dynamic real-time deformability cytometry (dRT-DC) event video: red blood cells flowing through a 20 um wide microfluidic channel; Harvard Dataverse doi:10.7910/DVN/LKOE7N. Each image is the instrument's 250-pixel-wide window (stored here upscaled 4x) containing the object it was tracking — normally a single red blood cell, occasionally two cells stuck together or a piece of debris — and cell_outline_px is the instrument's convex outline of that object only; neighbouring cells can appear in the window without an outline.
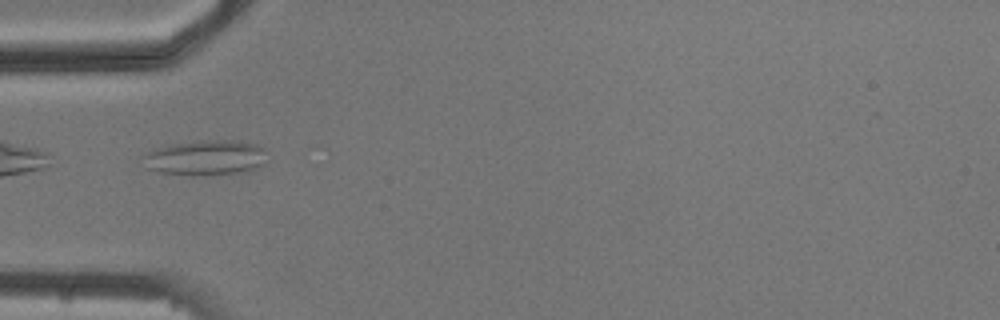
{"species": "common noctule bat (a hibernating species)", "species_latin": "Nyctalus noctula", "temperature_condition": "cold", "stored_images_in_passage": 5, "camera_frame_rate_fps": 3000, "um_per_image_px": 0.085, "animal": {"sex": "male", "body_mass_g": 20.5, "forearm_length_mm": 52.5}, "frame": {"image": 1, "passage_image": 1, "time_ms": 0.0, "image_size_px": [1000, 320], "cell_outline_px": [[268, 160], [264, 164], [244, 172], [192, 176], [160, 172], [144, 168], [144, 156], [148, 152], [156, 148], [172, 144], [200, 140], [232, 140], [252, 144], [268, 148]], "centroid_in_image_um": [17.52, 13.41], "position_along_channel_um": 67.5, "area_um2": 25.72}}
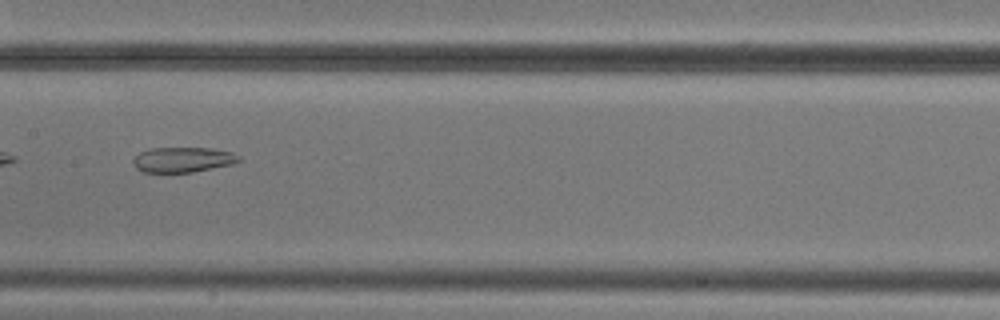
{"frame": {"image": 2, "passage_image": 4, "time_ms": 3.333, "image_size_px": [1000, 320], "cell_outline_px": [[240, 160], [232, 164], [192, 172], [144, 172], [136, 168], [132, 160], [140, 152], [152, 148], [212, 148], [232, 152], [240, 156]], "centroid_in_image_um": [15.55, 13.57], "position_along_channel_um": 191.9, "area_um2": 15.37}}
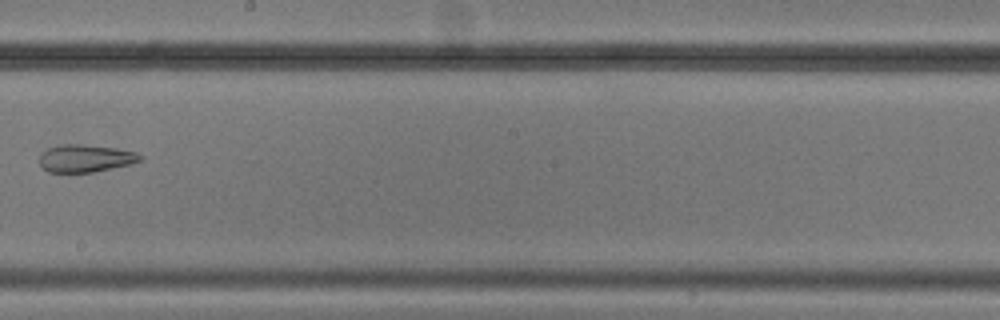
{"frame": {"image": 3, "passage_image": 5, "time_ms": 4.667, "image_size_px": [1000, 320], "cell_outline_px": [[144, 160], [132, 164], [92, 172], [48, 172], [40, 164], [40, 152], [48, 148], [60, 144], [80, 144], [116, 148], [136, 152], [144, 156]], "centroid_in_image_um": [7.3, 13.45], "position_along_channel_um": 240.9, "area_um2": 16.3}}